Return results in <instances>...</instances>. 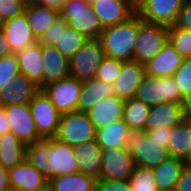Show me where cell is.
I'll use <instances>...</instances> for the list:
<instances>
[{
  "label": "cell",
  "instance_id": "cell-40",
  "mask_svg": "<svg viewBox=\"0 0 191 191\" xmlns=\"http://www.w3.org/2000/svg\"><path fill=\"white\" fill-rule=\"evenodd\" d=\"M96 191H132L129 181L99 179Z\"/></svg>",
  "mask_w": 191,
  "mask_h": 191
},
{
  "label": "cell",
  "instance_id": "cell-45",
  "mask_svg": "<svg viewBox=\"0 0 191 191\" xmlns=\"http://www.w3.org/2000/svg\"><path fill=\"white\" fill-rule=\"evenodd\" d=\"M8 170L0 164V191H11Z\"/></svg>",
  "mask_w": 191,
  "mask_h": 191
},
{
  "label": "cell",
  "instance_id": "cell-30",
  "mask_svg": "<svg viewBox=\"0 0 191 191\" xmlns=\"http://www.w3.org/2000/svg\"><path fill=\"white\" fill-rule=\"evenodd\" d=\"M167 148L171 157L185 161L191 152V120L185 119L170 133Z\"/></svg>",
  "mask_w": 191,
  "mask_h": 191
},
{
  "label": "cell",
  "instance_id": "cell-34",
  "mask_svg": "<svg viewBox=\"0 0 191 191\" xmlns=\"http://www.w3.org/2000/svg\"><path fill=\"white\" fill-rule=\"evenodd\" d=\"M132 191H159L153 169L135 166L128 180Z\"/></svg>",
  "mask_w": 191,
  "mask_h": 191
},
{
  "label": "cell",
  "instance_id": "cell-39",
  "mask_svg": "<svg viewBox=\"0 0 191 191\" xmlns=\"http://www.w3.org/2000/svg\"><path fill=\"white\" fill-rule=\"evenodd\" d=\"M23 0H0V15L5 21L20 16L25 11Z\"/></svg>",
  "mask_w": 191,
  "mask_h": 191
},
{
  "label": "cell",
  "instance_id": "cell-31",
  "mask_svg": "<svg viewBox=\"0 0 191 191\" xmlns=\"http://www.w3.org/2000/svg\"><path fill=\"white\" fill-rule=\"evenodd\" d=\"M52 191H96L97 180L80 172L53 177L48 181Z\"/></svg>",
  "mask_w": 191,
  "mask_h": 191
},
{
  "label": "cell",
  "instance_id": "cell-18",
  "mask_svg": "<svg viewBox=\"0 0 191 191\" xmlns=\"http://www.w3.org/2000/svg\"><path fill=\"white\" fill-rule=\"evenodd\" d=\"M186 119L183 104L175 102H165L151 106L146 122V129H156L160 127L175 128Z\"/></svg>",
  "mask_w": 191,
  "mask_h": 191
},
{
  "label": "cell",
  "instance_id": "cell-50",
  "mask_svg": "<svg viewBox=\"0 0 191 191\" xmlns=\"http://www.w3.org/2000/svg\"><path fill=\"white\" fill-rule=\"evenodd\" d=\"M128 3H130L135 9L138 7L140 0H126Z\"/></svg>",
  "mask_w": 191,
  "mask_h": 191
},
{
  "label": "cell",
  "instance_id": "cell-17",
  "mask_svg": "<svg viewBox=\"0 0 191 191\" xmlns=\"http://www.w3.org/2000/svg\"><path fill=\"white\" fill-rule=\"evenodd\" d=\"M91 5L103 28L120 24L136 12L126 0H97Z\"/></svg>",
  "mask_w": 191,
  "mask_h": 191
},
{
  "label": "cell",
  "instance_id": "cell-14",
  "mask_svg": "<svg viewBox=\"0 0 191 191\" xmlns=\"http://www.w3.org/2000/svg\"><path fill=\"white\" fill-rule=\"evenodd\" d=\"M11 191H38L48 185V180L27 159L10 168Z\"/></svg>",
  "mask_w": 191,
  "mask_h": 191
},
{
  "label": "cell",
  "instance_id": "cell-19",
  "mask_svg": "<svg viewBox=\"0 0 191 191\" xmlns=\"http://www.w3.org/2000/svg\"><path fill=\"white\" fill-rule=\"evenodd\" d=\"M19 71L33 81L40 90L43 88L42 45L37 41L30 47L16 53Z\"/></svg>",
  "mask_w": 191,
  "mask_h": 191
},
{
  "label": "cell",
  "instance_id": "cell-13",
  "mask_svg": "<svg viewBox=\"0 0 191 191\" xmlns=\"http://www.w3.org/2000/svg\"><path fill=\"white\" fill-rule=\"evenodd\" d=\"M11 132L23 143L30 144L42 139L37 131L29 103L4 106Z\"/></svg>",
  "mask_w": 191,
  "mask_h": 191
},
{
  "label": "cell",
  "instance_id": "cell-12",
  "mask_svg": "<svg viewBox=\"0 0 191 191\" xmlns=\"http://www.w3.org/2000/svg\"><path fill=\"white\" fill-rule=\"evenodd\" d=\"M134 167V160L126 147L102 150L100 179L127 181Z\"/></svg>",
  "mask_w": 191,
  "mask_h": 191
},
{
  "label": "cell",
  "instance_id": "cell-35",
  "mask_svg": "<svg viewBox=\"0 0 191 191\" xmlns=\"http://www.w3.org/2000/svg\"><path fill=\"white\" fill-rule=\"evenodd\" d=\"M168 40L184 58L191 57V30L179 28L176 25L169 27Z\"/></svg>",
  "mask_w": 191,
  "mask_h": 191
},
{
  "label": "cell",
  "instance_id": "cell-25",
  "mask_svg": "<svg viewBox=\"0 0 191 191\" xmlns=\"http://www.w3.org/2000/svg\"><path fill=\"white\" fill-rule=\"evenodd\" d=\"M116 96L113 83L92 79L82 83L81 94L78 99V111L88 112L100 100Z\"/></svg>",
  "mask_w": 191,
  "mask_h": 191
},
{
  "label": "cell",
  "instance_id": "cell-42",
  "mask_svg": "<svg viewBox=\"0 0 191 191\" xmlns=\"http://www.w3.org/2000/svg\"><path fill=\"white\" fill-rule=\"evenodd\" d=\"M175 25L179 28L191 30V0H185Z\"/></svg>",
  "mask_w": 191,
  "mask_h": 191
},
{
  "label": "cell",
  "instance_id": "cell-48",
  "mask_svg": "<svg viewBox=\"0 0 191 191\" xmlns=\"http://www.w3.org/2000/svg\"><path fill=\"white\" fill-rule=\"evenodd\" d=\"M66 1L67 0H41L38 4L51 7L60 11Z\"/></svg>",
  "mask_w": 191,
  "mask_h": 191
},
{
  "label": "cell",
  "instance_id": "cell-41",
  "mask_svg": "<svg viewBox=\"0 0 191 191\" xmlns=\"http://www.w3.org/2000/svg\"><path fill=\"white\" fill-rule=\"evenodd\" d=\"M60 36V17L52 23L44 35L38 41L41 45H53L55 46L56 42L59 40Z\"/></svg>",
  "mask_w": 191,
  "mask_h": 191
},
{
  "label": "cell",
  "instance_id": "cell-16",
  "mask_svg": "<svg viewBox=\"0 0 191 191\" xmlns=\"http://www.w3.org/2000/svg\"><path fill=\"white\" fill-rule=\"evenodd\" d=\"M183 60L184 57L167 40L163 48L144 64L145 74L157 77H171L181 66Z\"/></svg>",
  "mask_w": 191,
  "mask_h": 191
},
{
  "label": "cell",
  "instance_id": "cell-53",
  "mask_svg": "<svg viewBox=\"0 0 191 191\" xmlns=\"http://www.w3.org/2000/svg\"><path fill=\"white\" fill-rule=\"evenodd\" d=\"M5 20L3 17L0 15V31H3V27L5 26Z\"/></svg>",
  "mask_w": 191,
  "mask_h": 191
},
{
  "label": "cell",
  "instance_id": "cell-2",
  "mask_svg": "<svg viewBox=\"0 0 191 191\" xmlns=\"http://www.w3.org/2000/svg\"><path fill=\"white\" fill-rule=\"evenodd\" d=\"M138 33L139 15L136 12L126 21L104 28L99 37L104 55L132 61Z\"/></svg>",
  "mask_w": 191,
  "mask_h": 191
},
{
  "label": "cell",
  "instance_id": "cell-36",
  "mask_svg": "<svg viewBox=\"0 0 191 191\" xmlns=\"http://www.w3.org/2000/svg\"><path fill=\"white\" fill-rule=\"evenodd\" d=\"M20 73L16 54L0 58V88H8L15 83V76Z\"/></svg>",
  "mask_w": 191,
  "mask_h": 191
},
{
  "label": "cell",
  "instance_id": "cell-22",
  "mask_svg": "<svg viewBox=\"0 0 191 191\" xmlns=\"http://www.w3.org/2000/svg\"><path fill=\"white\" fill-rule=\"evenodd\" d=\"M74 154L77 158L79 172L99 180L101 176L102 149L96 140L74 146Z\"/></svg>",
  "mask_w": 191,
  "mask_h": 191
},
{
  "label": "cell",
  "instance_id": "cell-20",
  "mask_svg": "<svg viewBox=\"0 0 191 191\" xmlns=\"http://www.w3.org/2000/svg\"><path fill=\"white\" fill-rule=\"evenodd\" d=\"M3 33L10 43L13 54L37 42L25 13L6 21Z\"/></svg>",
  "mask_w": 191,
  "mask_h": 191
},
{
  "label": "cell",
  "instance_id": "cell-43",
  "mask_svg": "<svg viewBox=\"0 0 191 191\" xmlns=\"http://www.w3.org/2000/svg\"><path fill=\"white\" fill-rule=\"evenodd\" d=\"M174 191H191V168L186 165L180 173V177L175 185Z\"/></svg>",
  "mask_w": 191,
  "mask_h": 191
},
{
  "label": "cell",
  "instance_id": "cell-47",
  "mask_svg": "<svg viewBox=\"0 0 191 191\" xmlns=\"http://www.w3.org/2000/svg\"><path fill=\"white\" fill-rule=\"evenodd\" d=\"M11 54L13 53L10 43L7 41L3 31H0V58Z\"/></svg>",
  "mask_w": 191,
  "mask_h": 191
},
{
  "label": "cell",
  "instance_id": "cell-7",
  "mask_svg": "<svg viewBox=\"0 0 191 191\" xmlns=\"http://www.w3.org/2000/svg\"><path fill=\"white\" fill-rule=\"evenodd\" d=\"M104 57L100 40L89 39L68 59L70 76L82 82L94 79Z\"/></svg>",
  "mask_w": 191,
  "mask_h": 191
},
{
  "label": "cell",
  "instance_id": "cell-29",
  "mask_svg": "<svg viewBox=\"0 0 191 191\" xmlns=\"http://www.w3.org/2000/svg\"><path fill=\"white\" fill-rule=\"evenodd\" d=\"M184 166L185 161L176 157H170L157 167H154L153 175L159 191L174 190Z\"/></svg>",
  "mask_w": 191,
  "mask_h": 191
},
{
  "label": "cell",
  "instance_id": "cell-37",
  "mask_svg": "<svg viewBox=\"0 0 191 191\" xmlns=\"http://www.w3.org/2000/svg\"><path fill=\"white\" fill-rule=\"evenodd\" d=\"M123 60L104 57L97 68L95 79L114 83L122 69Z\"/></svg>",
  "mask_w": 191,
  "mask_h": 191
},
{
  "label": "cell",
  "instance_id": "cell-28",
  "mask_svg": "<svg viewBox=\"0 0 191 191\" xmlns=\"http://www.w3.org/2000/svg\"><path fill=\"white\" fill-rule=\"evenodd\" d=\"M129 131L127 123L121 119L97 129L95 140L102 150L125 147Z\"/></svg>",
  "mask_w": 191,
  "mask_h": 191
},
{
  "label": "cell",
  "instance_id": "cell-8",
  "mask_svg": "<svg viewBox=\"0 0 191 191\" xmlns=\"http://www.w3.org/2000/svg\"><path fill=\"white\" fill-rule=\"evenodd\" d=\"M168 31L167 26L148 23L139 17V33L133 61L145 64L151 60L168 40Z\"/></svg>",
  "mask_w": 191,
  "mask_h": 191
},
{
  "label": "cell",
  "instance_id": "cell-46",
  "mask_svg": "<svg viewBox=\"0 0 191 191\" xmlns=\"http://www.w3.org/2000/svg\"><path fill=\"white\" fill-rule=\"evenodd\" d=\"M11 132L10 122L3 106H0V135Z\"/></svg>",
  "mask_w": 191,
  "mask_h": 191
},
{
  "label": "cell",
  "instance_id": "cell-1",
  "mask_svg": "<svg viewBox=\"0 0 191 191\" xmlns=\"http://www.w3.org/2000/svg\"><path fill=\"white\" fill-rule=\"evenodd\" d=\"M26 159L48 181L56 176L79 172L74 147L55 138H42L27 144Z\"/></svg>",
  "mask_w": 191,
  "mask_h": 191
},
{
  "label": "cell",
  "instance_id": "cell-32",
  "mask_svg": "<svg viewBox=\"0 0 191 191\" xmlns=\"http://www.w3.org/2000/svg\"><path fill=\"white\" fill-rule=\"evenodd\" d=\"M89 39L69 28L68 22L60 17V36L55 46L67 58L70 59Z\"/></svg>",
  "mask_w": 191,
  "mask_h": 191
},
{
  "label": "cell",
  "instance_id": "cell-24",
  "mask_svg": "<svg viewBox=\"0 0 191 191\" xmlns=\"http://www.w3.org/2000/svg\"><path fill=\"white\" fill-rule=\"evenodd\" d=\"M124 102L117 96L107 97L86 112L96 130L123 119Z\"/></svg>",
  "mask_w": 191,
  "mask_h": 191
},
{
  "label": "cell",
  "instance_id": "cell-55",
  "mask_svg": "<svg viewBox=\"0 0 191 191\" xmlns=\"http://www.w3.org/2000/svg\"><path fill=\"white\" fill-rule=\"evenodd\" d=\"M88 4H92V3H94V2H96L97 0H85Z\"/></svg>",
  "mask_w": 191,
  "mask_h": 191
},
{
  "label": "cell",
  "instance_id": "cell-21",
  "mask_svg": "<svg viewBox=\"0 0 191 191\" xmlns=\"http://www.w3.org/2000/svg\"><path fill=\"white\" fill-rule=\"evenodd\" d=\"M42 57L44 65L43 87L70 76L68 59L56 46L42 45Z\"/></svg>",
  "mask_w": 191,
  "mask_h": 191
},
{
  "label": "cell",
  "instance_id": "cell-26",
  "mask_svg": "<svg viewBox=\"0 0 191 191\" xmlns=\"http://www.w3.org/2000/svg\"><path fill=\"white\" fill-rule=\"evenodd\" d=\"M24 13L37 41L44 35L47 28L60 17L59 10L39 4L27 5Z\"/></svg>",
  "mask_w": 191,
  "mask_h": 191
},
{
  "label": "cell",
  "instance_id": "cell-51",
  "mask_svg": "<svg viewBox=\"0 0 191 191\" xmlns=\"http://www.w3.org/2000/svg\"><path fill=\"white\" fill-rule=\"evenodd\" d=\"M24 3L27 5H31V4H38L41 0H23Z\"/></svg>",
  "mask_w": 191,
  "mask_h": 191
},
{
  "label": "cell",
  "instance_id": "cell-33",
  "mask_svg": "<svg viewBox=\"0 0 191 191\" xmlns=\"http://www.w3.org/2000/svg\"><path fill=\"white\" fill-rule=\"evenodd\" d=\"M150 106L141 100L134 98L127 99L123 107V120L129 129L146 130V122L149 115Z\"/></svg>",
  "mask_w": 191,
  "mask_h": 191
},
{
  "label": "cell",
  "instance_id": "cell-15",
  "mask_svg": "<svg viewBox=\"0 0 191 191\" xmlns=\"http://www.w3.org/2000/svg\"><path fill=\"white\" fill-rule=\"evenodd\" d=\"M144 75V64L133 60L123 61L121 72L113 83L116 96L123 100L134 98Z\"/></svg>",
  "mask_w": 191,
  "mask_h": 191
},
{
  "label": "cell",
  "instance_id": "cell-52",
  "mask_svg": "<svg viewBox=\"0 0 191 191\" xmlns=\"http://www.w3.org/2000/svg\"><path fill=\"white\" fill-rule=\"evenodd\" d=\"M185 165L189 168H191V152L188 158L185 160Z\"/></svg>",
  "mask_w": 191,
  "mask_h": 191
},
{
  "label": "cell",
  "instance_id": "cell-6",
  "mask_svg": "<svg viewBox=\"0 0 191 191\" xmlns=\"http://www.w3.org/2000/svg\"><path fill=\"white\" fill-rule=\"evenodd\" d=\"M96 131L86 112L72 111L62 114L55 139L74 147L95 140Z\"/></svg>",
  "mask_w": 191,
  "mask_h": 191
},
{
  "label": "cell",
  "instance_id": "cell-5",
  "mask_svg": "<svg viewBox=\"0 0 191 191\" xmlns=\"http://www.w3.org/2000/svg\"><path fill=\"white\" fill-rule=\"evenodd\" d=\"M135 98L150 107L165 102L185 104V99L182 97L180 89L172 76L157 77L145 74Z\"/></svg>",
  "mask_w": 191,
  "mask_h": 191
},
{
  "label": "cell",
  "instance_id": "cell-3",
  "mask_svg": "<svg viewBox=\"0 0 191 191\" xmlns=\"http://www.w3.org/2000/svg\"><path fill=\"white\" fill-rule=\"evenodd\" d=\"M135 166L153 169L171 157L169 149L142 129H131L125 146Z\"/></svg>",
  "mask_w": 191,
  "mask_h": 191
},
{
  "label": "cell",
  "instance_id": "cell-10",
  "mask_svg": "<svg viewBox=\"0 0 191 191\" xmlns=\"http://www.w3.org/2000/svg\"><path fill=\"white\" fill-rule=\"evenodd\" d=\"M185 0H140L136 13L148 23L174 26Z\"/></svg>",
  "mask_w": 191,
  "mask_h": 191
},
{
  "label": "cell",
  "instance_id": "cell-4",
  "mask_svg": "<svg viewBox=\"0 0 191 191\" xmlns=\"http://www.w3.org/2000/svg\"><path fill=\"white\" fill-rule=\"evenodd\" d=\"M60 17L68 22L69 28L88 39H99L104 29L99 17L93 13L92 5L85 0H67L60 10Z\"/></svg>",
  "mask_w": 191,
  "mask_h": 191
},
{
  "label": "cell",
  "instance_id": "cell-11",
  "mask_svg": "<svg viewBox=\"0 0 191 191\" xmlns=\"http://www.w3.org/2000/svg\"><path fill=\"white\" fill-rule=\"evenodd\" d=\"M82 81L67 77L45 85L41 90L50 99L57 110L64 114L78 111V99L82 90Z\"/></svg>",
  "mask_w": 191,
  "mask_h": 191
},
{
  "label": "cell",
  "instance_id": "cell-44",
  "mask_svg": "<svg viewBox=\"0 0 191 191\" xmlns=\"http://www.w3.org/2000/svg\"><path fill=\"white\" fill-rule=\"evenodd\" d=\"M173 128L170 127H160L156 129H146V132L152 137V139L157 140L158 142L163 143L167 147L168 140L170 138V133Z\"/></svg>",
  "mask_w": 191,
  "mask_h": 191
},
{
  "label": "cell",
  "instance_id": "cell-27",
  "mask_svg": "<svg viewBox=\"0 0 191 191\" xmlns=\"http://www.w3.org/2000/svg\"><path fill=\"white\" fill-rule=\"evenodd\" d=\"M26 159V144L13 132L0 135V164L10 169Z\"/></svg>",
  "mask_w": 191,
  "mask_h": 191
},
{
  "label": "cell",
  "instance_id": "cell-38",
  "mask_svg": "<svg viewBox=\"0 0 191 191\" xmlns=\"http://www.w3.org/2000/svg\"><path fill=\"white\" fill-rule=\"evenodd\" d=\"M172 77L178 85L182 97L186 100L191 96V57L184 58L183 63Z\"/></svg>",
  "mask_w": 191,
  "mask_h": 191
},
{
  "label": "cell",
  "instance_id": "cell-49",
  "mask_svg": "<svg viewBox=\"0 0 191 191\" xmlns=\"http://www.w3.org/2000/svg\"><path fill=\"white\" fill-rule=\"evenodd\" d=\"M186 119L191 120V96L185 100L184 104Z\"/></svg>",
  "mask_w": 191,
  "mask_h": 191
},
{
  "label": "cell",
  "instance_id": "cell-54",
  "mask_svg": "<svg viewBox=\"0 0 191 191\" xmlns=\"http://www.w3.org/2000/svg\"><path fill=\"white\" fill-rule=\"evenodd\" d=\"M38 191H52L51 187L49 185L45 186L43 189Z\"/></svg>",
  "mask_w": 191,
  "mask_h": 191
},
{
  "label": "cell",
  "instance_id": "cell-9",
  "mask_svg": "<svg viewBox=\"0 0 191 191\" xmlns=\"http://www.w3.org/2000/svg\"><path fill=\"white\" fill-rule=\"evenodd\" d=\"M38 134L41 138H55L62 113L52 104L46 94L40 90L29 102Z\"/></svg>",
  "mask_w": 191,
  "mask_h": 191
},
{
  "label": "cell",
  "instance_id": "cell-23",
  "mask_svg": "<svg viewBox=\"0 0 191 191\" xmlns=\"http://www.w3.org/2000/svg\"><path fill=\"white\" fill-rule=\"evenodd\" d=\"M40 88L22 73L15 76V83L0 88V106L29 103Z\"/></svg>",
  "mask_w": 191,
  "mask_h": 191
}]
</instances>
